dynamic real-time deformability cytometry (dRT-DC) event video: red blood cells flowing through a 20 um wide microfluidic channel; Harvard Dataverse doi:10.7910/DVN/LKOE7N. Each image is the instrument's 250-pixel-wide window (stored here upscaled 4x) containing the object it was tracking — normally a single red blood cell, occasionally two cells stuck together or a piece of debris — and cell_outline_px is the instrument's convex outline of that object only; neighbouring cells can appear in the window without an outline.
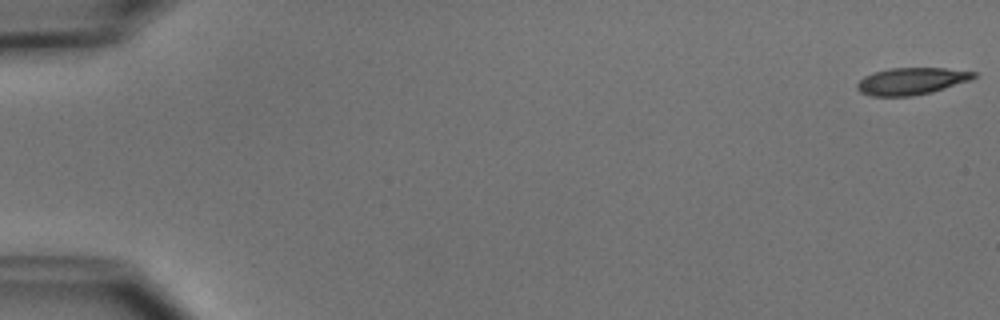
{"species": "common noctule bat (a hibernating species)", "species_latin": "Nyctalus noctula", "temperature_condition": "cold", "stored_images_in_passage": 5, "camera_frame_rate_fps": 3000, "um_per_image_px": 0.085, "animal": {"sex": "male", "body_mass_g": 15.6}, "frame": {"image": 1, "passage_image": 1, "time_ms": 0.0, "image_size_px": [1000, 320], "cell_outline_px": [[976, 76], [968, 80], [932, 92], [912, 96], [872, 96], [860, 92], [856, 88], [856, 84], [864, 76], [872, 72], [888, 68], [944, 68], [976, 72]], "centroid_in_image_um": [77.41, 6.89], "position_along_channel_um": 7.6, "area_um2": 18.26}}
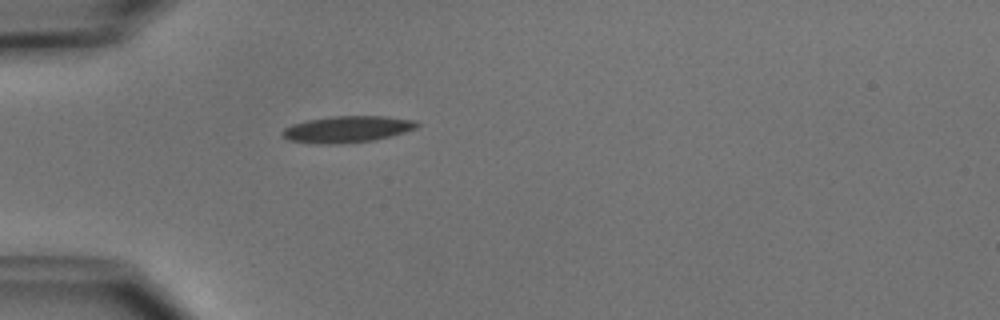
{"frame": {"image": 2, "passage_image": 5, "time_ms": 5.0, "image_size_px": [1000, 320], "cell_outline_px": [[420, 124], [416, 128], [404, 132], [372, 140], [328, 144], [324, 144], [288, 140], [280, 132], [284, 128], [292, 124], [308, 120], [332, 116], [388, 116], [416, 120]], "centroid_in_image_um": [29.52, 10.96], "position_along_channel_um": 55.5, "area_um2": 20.52}}